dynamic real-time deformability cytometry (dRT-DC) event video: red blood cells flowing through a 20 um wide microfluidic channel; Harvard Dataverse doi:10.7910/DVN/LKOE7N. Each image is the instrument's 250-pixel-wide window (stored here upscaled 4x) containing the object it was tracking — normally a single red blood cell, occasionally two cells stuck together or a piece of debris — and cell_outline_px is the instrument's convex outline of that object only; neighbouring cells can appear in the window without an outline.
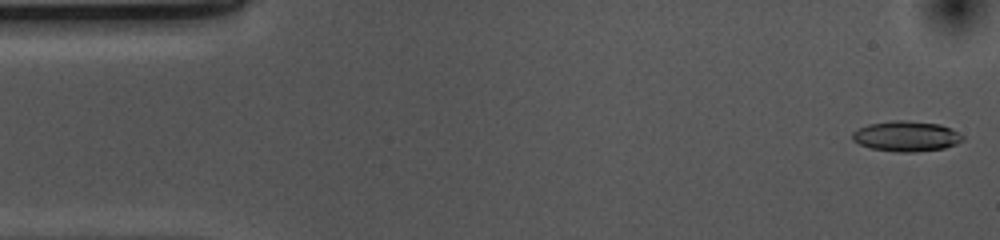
{"species": "common noctule bat (a hibernating species)", "species_latin": "Nyctalus noctula", "temperature_condition": "cold", "stored_images_in_passage": 52, "camera_frame_rate_fps": 3000, "um_per_image_px": 0.085, "animal": {"sex": "female", "body_mass_g": 10.0, "forearm_length_mm": 53.1}, "frame": {"image": 1, "passage_image": 1, "time_ms": 0.0, "image_size_px": [1000, 240], "cell_outline_px": [[964, 140], [956, 144], [944, 148], [912, 152], [900, 152], [872, 148], [860, 144], [852, 140], [852, 132], [868, 124], [896, 120], [904, 120], [940, 124], [952, 128], [964, 136]], "centroid_in_image_um": [77.07, 11.57], "position_along_channel_um": 7.9, "area_um2": 19.42}}
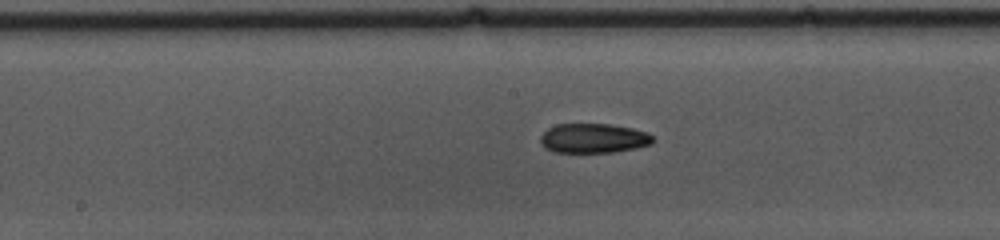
{"frame": {"image": 2, "passage_image": 25, "time_ms": 8.0, "image_size_px": [1000, 240], "cell_outline_px": [[656, 140], [652, 144], [636, 148], [612, 152], [552, 152], [544, 148], [540, 144], [540, 136], [548, 128], [556, 124], [612, 124], [632, 128], [648, 132]], "centroid_in_image_um": [50.45, 11.75], "position_along_channel_um": 197.8, "area_um2": 19.59}}
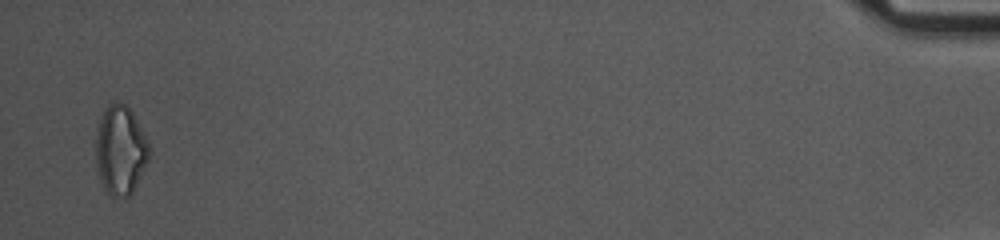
{"frame": {"image": 3, "passage_image": 51, "time_ms": 16.667, "image_size_px": [1000, 240], "cell_outline_px": [[148, 160], [132, 192], [128, 196], [112, 196], [104, 188], [100, 180], [96, 164], [96, 136], [100, 120], [104, 108], [112, 100], [116, 100], [124, 104], [132, 112], [144, 132], [148, 140]], "centroid_in_image_um": [10.22, 12.72], "position_along_channel_um": 425.0, "area_um2": 27.46}, "authors_computed_cell_mechanics": {"area_um2": 19.652, "velocity_mm_per_s": 3.7118, "shape_relaxation_time_tau1_ms": 9.3227, "shape_relaxation_time_tau2_ms": null, "deformation_change_tau1": 0.1675, "deformation_change_tau2": null}}